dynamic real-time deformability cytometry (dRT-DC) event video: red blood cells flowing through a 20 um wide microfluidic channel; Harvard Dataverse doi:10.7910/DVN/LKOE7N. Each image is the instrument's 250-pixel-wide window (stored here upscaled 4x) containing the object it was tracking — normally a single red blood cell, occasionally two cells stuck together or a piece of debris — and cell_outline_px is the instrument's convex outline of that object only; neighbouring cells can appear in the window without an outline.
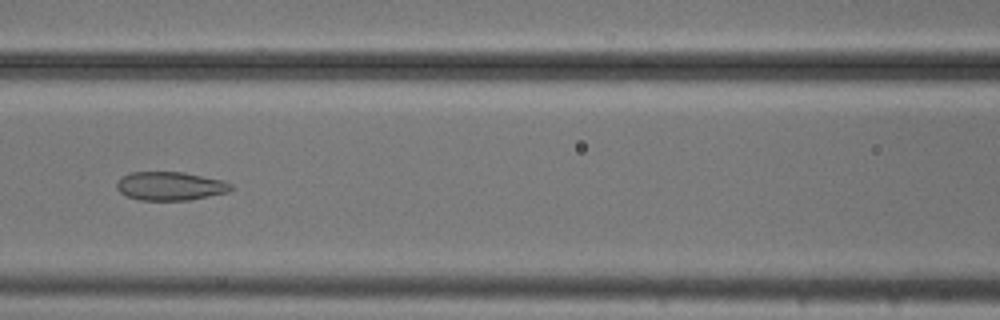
{"species": "common noctule bat (a hibernating species)", "species_latin": "Nyctalus noctula", "temperature_condition": "cold", "stored_images_in_passage": 37, "camera_frame_rate_fps": 3000, "um_per_image_px": 0.085, "animal": {"sex": "male", "body_mass_g": 20.5, "forearm_length_mm": 52.5}, "frame": {"image": 1, "passage_image": 7, "time_ms": 2.0, "image_size_px": [1000, 320], "cell_outline_px": [[236, 188], [228, 192], [188, 200], [140, 200], [128, 196], [120, 192], [116, 188], [116, 180], [132, 172], [184, 172], [224, 180], [232, 184]], "centroid_in_image_um": [14.5, 15.81], "position_along_channel_um": 152.1, "area_um2": 19.13}}
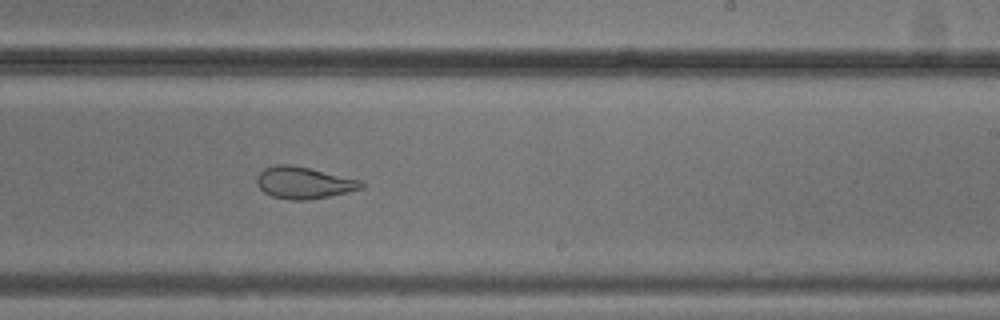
{"frame": {"image": 2, "passage_image": 16, "time_ms": 5.0, "image_size_px": [1000, 320], "cell_outline_px": [[364, 188], [328, 196], [308, 200], [288, 200], [272, 196], [264, 192], [256, 184], [256, 176], [264, 168], [276, 164], [292, 164], [360, 180], [364, 184]], "centroid_in_image_um": [25.78, 15.53], "position_along_channel_um": 263.2, "area_um2": 19.36}}
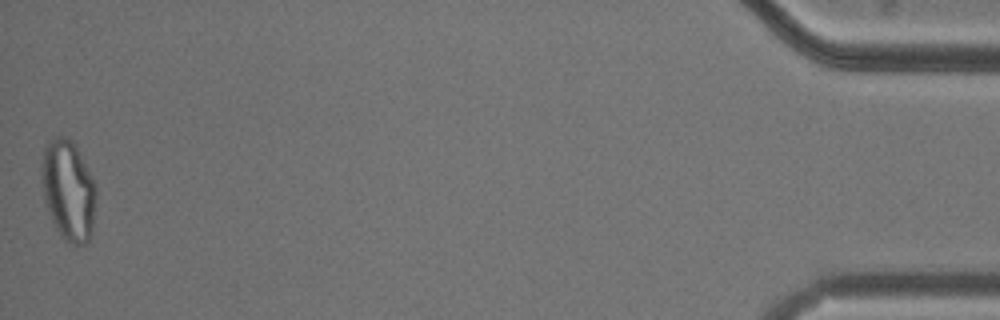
{"frame": {"image": 3, "passage_image": 37, "time_ms": 12.0, "image_size_px": [1000, 320], "cell_outline_px": [[96, 196], [92, 232], [88, 240], [84, 244], [72, 244], [64, 240], [60, 236], [48, 212], [44, 200], [40, 180], [44, 144], [56, 136], [68, 136], [76, 144], [96, 184]], "centroid_in_image_um": [5.8, 16.14], "position_along_channel_um": 429.4, "area_um2": 32.48}}